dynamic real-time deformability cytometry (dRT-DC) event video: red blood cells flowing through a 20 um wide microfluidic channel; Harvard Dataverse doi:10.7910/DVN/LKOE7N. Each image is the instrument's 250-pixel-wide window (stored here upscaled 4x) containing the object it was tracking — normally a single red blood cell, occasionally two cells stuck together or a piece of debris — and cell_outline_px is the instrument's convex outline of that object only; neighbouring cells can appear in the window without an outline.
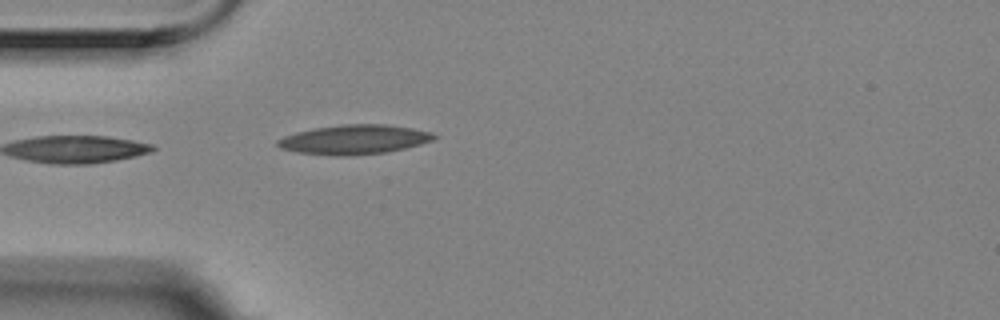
{"species": "Egyptian fruit bat (a non-hibernating species)", "species_latin": "Rousettus aegyptiacus", "temperature_condition": "room temperature", "stored_images_in_passage": 4, "camera_frame_rate_fps": 3000, "um_per_image_px": 0.085, "animal": {"sex": "female"}, "frame": {"image": 1, "passage_image": 4, "time_ms": 1.0, "image_size_px": [1000, 320], "cell_outline_px": [[436, 136], [432, 140], [420, 144], [404, 148], [384, 152], [344, 156], [336, 156], [296, 152], [280, 148], [276, 144], [276, 140], [284, 136], [296, 132], [316, 128], [344, 124], [384, 124], [412, 128], [432, 132]], "centroid_in_image_um": [30.07, 11.86], "position_along_channel_um": 54.9, "area_um2": 26.59}}